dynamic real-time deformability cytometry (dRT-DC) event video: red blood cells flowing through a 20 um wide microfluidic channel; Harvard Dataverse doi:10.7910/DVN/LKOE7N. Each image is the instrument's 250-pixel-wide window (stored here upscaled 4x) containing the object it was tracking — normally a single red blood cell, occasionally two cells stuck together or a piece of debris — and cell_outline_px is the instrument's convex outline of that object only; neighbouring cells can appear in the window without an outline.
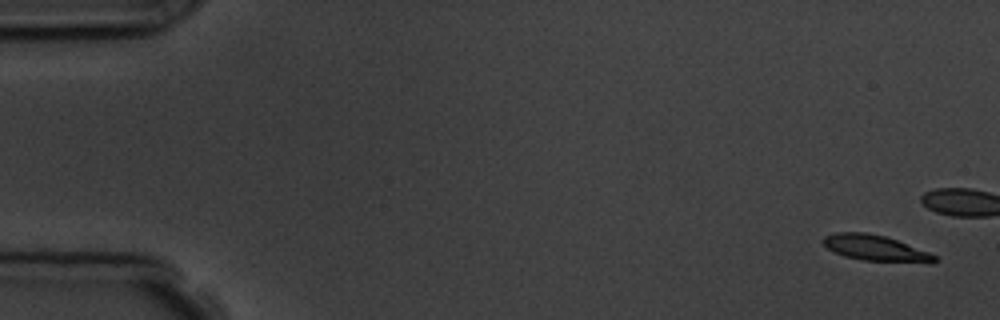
{"species": "common noctule bat (a hibernating species)", "species_latin": "Nyctalus noctula", "temperature_condition": "room temperature", "stored_images_in_passage": 8, "camera_frame_rate_fps": 3000, "um_per_image_px": 0.085, "animal": {"sex": "male", "body_mass_g": 19.5, "forearm_length_mm": 54.6}, "frame": {"image": 1, "passage_image": 1, "time_ms": 0.0, "image_size_px": [1000, 320], "cell_outline_px": [[936, 260], [932, 264], [860, 260], [844, 256], [828, 248], [820, 240], [824, 236], [836, 232], [868, 232], [884, 236], [896, 240], [928, 252], [936, 256]], "centroid_in_image_um": [74.41, 21.1], "position_along_channel_um": 10.6, "area_um2": 16.88}}